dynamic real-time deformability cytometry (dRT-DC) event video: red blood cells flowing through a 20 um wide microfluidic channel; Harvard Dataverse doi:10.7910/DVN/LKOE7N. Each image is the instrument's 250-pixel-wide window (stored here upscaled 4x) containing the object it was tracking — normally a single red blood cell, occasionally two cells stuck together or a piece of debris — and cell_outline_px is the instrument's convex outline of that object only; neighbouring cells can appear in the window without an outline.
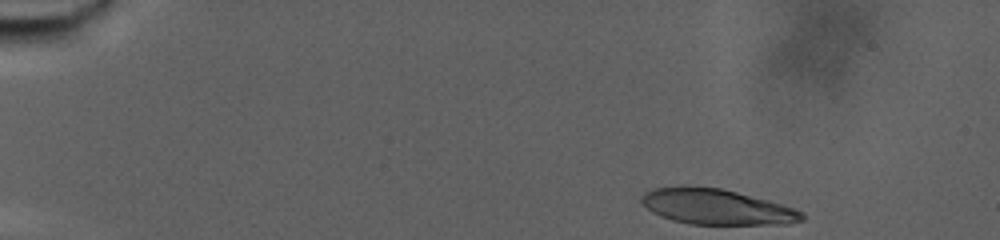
{"species": "human", "species_latin": "Homo sapiens", "temperature_condition": "warm", "stored_images_in_passage": 59, "camera_frame_rate_fps": 3000, "um_per_image_px": 0.085, "donor": {"sex": "male"}, "frame": {"image": 1, "passage_image": 1, "time_ms": 0.0, "image_size_px": [1000, 240], "cell_outline_px": [[804, 220], [788, 224], [688, 224], [672, 220], [660, 216], [652, 212], [640, 200], [640, 196], [644, 192], [652, 188], [684, 184], [720, 188], [768, 200], [804, 212]], "centroid_in_image_um": [60.85, 17.56], "position_along_channel_um": 24.2, "area_um2": 33.47}}
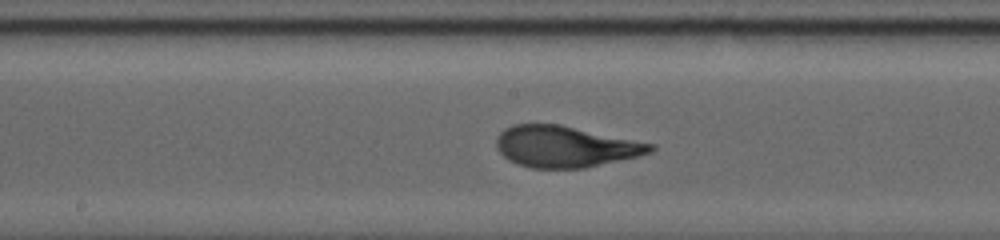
{"frame": {"image": 2, "passage_image": 34, "time_ms": 11.0, "image_size_px": [1000, 240], "cell_outline_px": [[656, 148], [652, 152], [640, 156], [584, 168], [532, 168], [508, 160], [496, 148], [496, 136], [504, 128], [512, 124], [560, 124], [656, 144]], "centroid_in_image_um": [48.06, 12.45], "position_along_channel_um": 200.1, "area_um2": 37.28}}
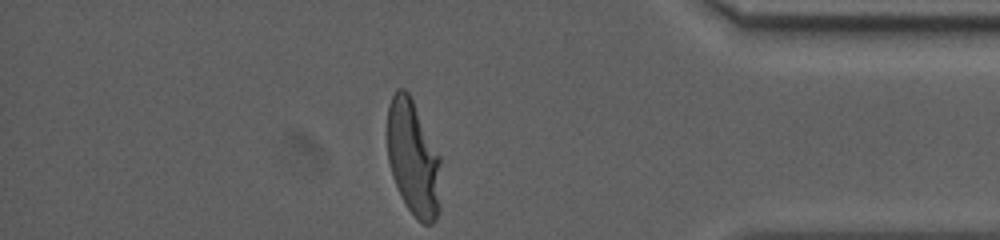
{"frame": {"image": 3, "passage_image": 59, "time_ms": 19.333, "image_size_px": [1000, 240], "cell_outline_px": [[440, 208], [436, 220], [432, 224], [424, 224], [408, 208], [400, 196], [392, 176], [388, 160], [388, 104], [396, 88], [404, 88], [408, 92], [440, 156]], "centroid_in_image_um": [35.13, 13.46], "position_along_channel_um": 400.1, "area_um2": 35.89}, "authors_computed_cell_mechanics": {"area_um2": 36.125, "velocity_mm_per_s": 2.6867, "shape_relaxation_time_tau1_ms": 7.1497, "shape_relaxation_time_tau2_ms": null, "deformation_change_tau1": 0.2867, "deformation_change_tau2": null}}